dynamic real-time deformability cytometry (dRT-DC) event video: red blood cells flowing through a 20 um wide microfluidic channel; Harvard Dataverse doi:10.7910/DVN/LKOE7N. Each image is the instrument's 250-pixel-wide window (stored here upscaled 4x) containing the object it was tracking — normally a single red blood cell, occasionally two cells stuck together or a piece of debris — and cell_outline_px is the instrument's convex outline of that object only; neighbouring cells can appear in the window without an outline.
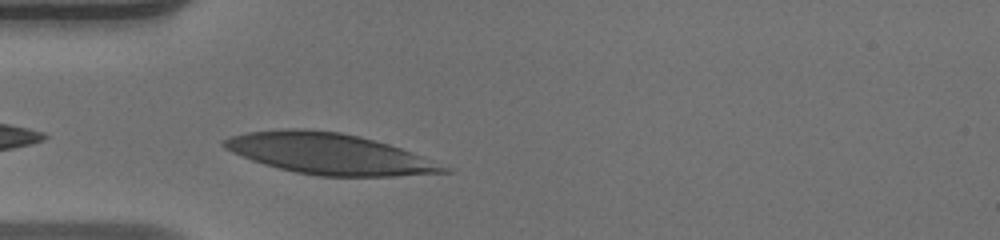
{"species": "human", "species_latin": "Homo sapiens", "temperature_condition": "warm", "stored_images_in_passage": 27, "camera_frame_rate_fps": 3000, "um_per_image_px": 0.085, "donor": {"sex": "male"}, "frame": {"image": 1, "passage_image": 1, "time_ms": 0.0, "image_size_px": [1000, 240], "cell_outline_px": [[456, 168], [452, 172], [396, 176], [316, 176], [296, 172], [264, 164], [252, 160], [232, 152], [224, 148], [220, 144], [220, 140], [228, 136], [248, 132], [284, 128], [300, 128], [340, 132], [360, 136], [388, 144], [412, 152]], "centroid_in_image_um": [28.01, 13.07], "position_along_channel_um": 57.0, "area_um2": 52.77}}
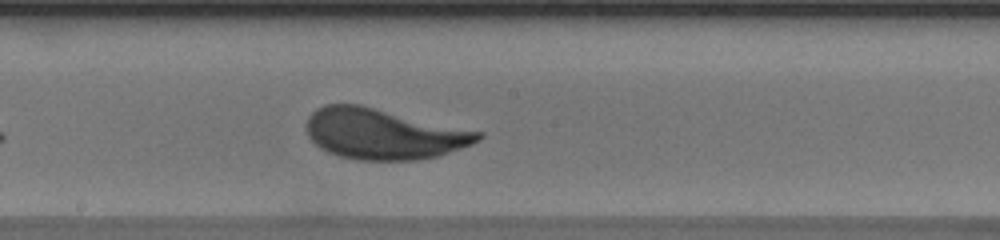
{"frame": {"image": 2, "passage_image": 13, "time_ms": 4.0, "image_size_px": [1000, 240], "cell_outline_px": [[484, 136], [480, 140], [472, 144], [440, 156], [416, 160], [356, 160], [340, 156], [328, 152], [320, 148], [308, 136], [308, 116], [316, 108], [324, 104], [360, 104], [484, 132]], "centroid_in_image_um": [32.63, 11.38], "position_along_channel_um": 215.6, "area_um2": 50.86}}
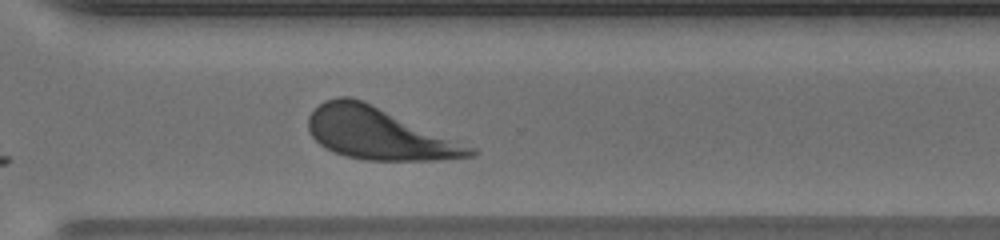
{"frame": {"image": 3, "passage_image": 22, "time_ms": 7.0, "image_size_px": [1000, 240], "cell_outline_px": [[476, 152], [472, 156], [432, 160], [364, 160], [344, 156], [320, 144], [312, 136], [308, 128], [308, 116], [324, 100], [340, 96], [348, 96], [364, 100], [476, 148]], "centroid_in_image_um": [32.19, 11.34], "position_along_channel_um": 338.4, "area_um2": 48.44}}